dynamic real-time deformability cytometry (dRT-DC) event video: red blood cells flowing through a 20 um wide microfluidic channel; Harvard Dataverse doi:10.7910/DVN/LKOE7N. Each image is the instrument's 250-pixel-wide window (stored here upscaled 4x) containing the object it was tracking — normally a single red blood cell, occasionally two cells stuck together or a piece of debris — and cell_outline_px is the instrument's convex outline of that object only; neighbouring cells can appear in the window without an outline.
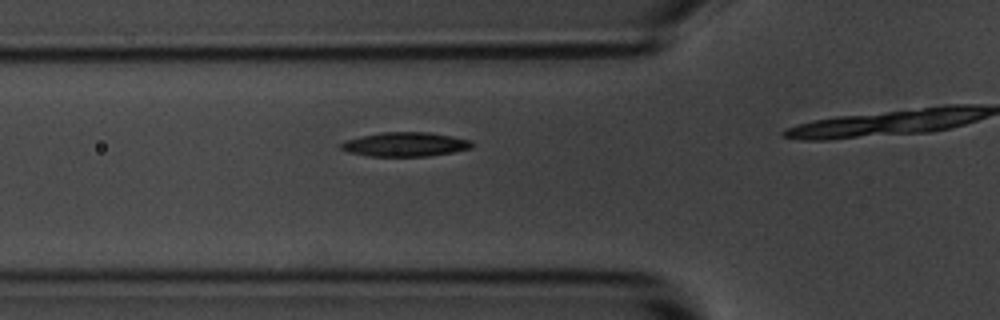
{"species": "common noctule bat (a hibernating species)", "species_latin": "Nyctalus noctula", "temperature_condition": "room temperature", "stored_images_in_passage": 18, "camera_frame_rate_fps": 3000, "um_per_image_px": 0.085, "animal": {"sex": "male", "body_mass_g": 20.1, "forearm_length_mm": 53.5}, "frame": {"image": 1, "passage_image": 14, "time_ms": 4.333, "image_size_px": [1000, 320], "cell_outline_px": [[472, 148], [452, 152], [428, 156], [368, 156], [348, 152], [340, 148], [340, 144], [344, 140], [380, 132], [428, 132], [452, 136], [468, 140], [472, 144]], "centroid_in_image_um": [34.39, 12.27], "position_along_channel_um": 91.4, "area_um2": 18.38}}
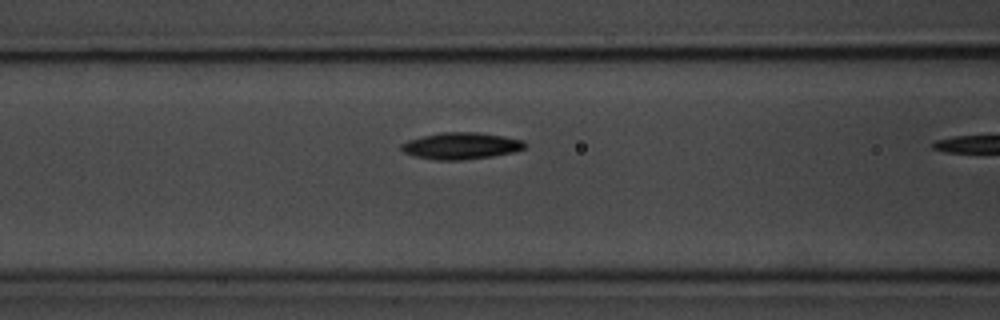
{"frame": {"image": 2, "passage_image": 17, "time_ms": 5.333, "image_size_px": [1000, 320], "cell_outline_px": [[528, 144], [524, 148], [512, 152], [492, 156], [460, 160], [436, 160], [416, 156], [404, 152], [400, 148], [400, 144], [408, 140], [440, 132], [480, 132], [504, 136], [524, 140]], "centroid_in_image_um": [39.21, 12.38], "position_along_channel_um": 127.4, "area_um2": 19.19}}